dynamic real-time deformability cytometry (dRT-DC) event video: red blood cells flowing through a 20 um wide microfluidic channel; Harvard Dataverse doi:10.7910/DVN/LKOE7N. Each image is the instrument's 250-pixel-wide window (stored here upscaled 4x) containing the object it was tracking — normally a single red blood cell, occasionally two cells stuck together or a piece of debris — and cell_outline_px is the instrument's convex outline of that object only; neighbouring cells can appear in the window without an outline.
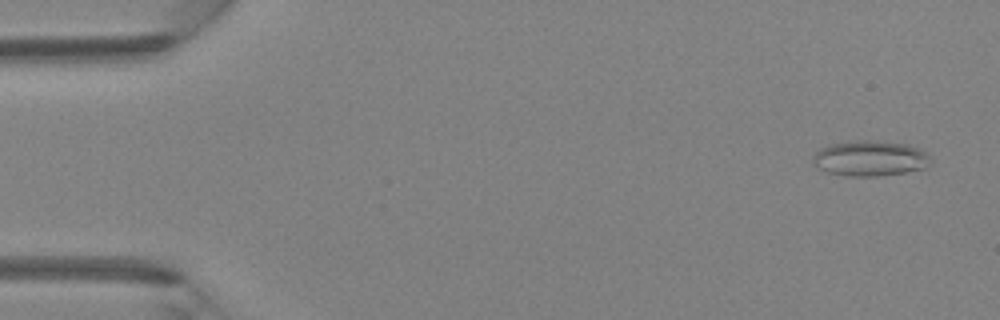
{"species": "Egyptian fruit bat (a non-hibernating species)", "species_latin": "Rousettus aegyptiacus", "temperature_condition": "room temperature", "stored_images_in_passage": 3, "camera_frame_rate_fps": 3000, "um_per_image_px": 0.085, "animal": {"sex": "female"}, "frame": {"image": 1, "passage_image": 1, "time_ms": 0.0, "image_size_px": [1000, 320], "cell_outline_px": [[932, 160], [924, 168], [904, 172], [880, 176], [844, 176], [828, 172], [812, 164], [812, 160], [816, 152], [820, 148], [828, 144], [856, 140], [880, 140], [908, 144], [920, 148]], "centroid_in_image_um": [73.94, 13.44], "position_along_channel_um": 11.1, "area_um2": 24.51}}